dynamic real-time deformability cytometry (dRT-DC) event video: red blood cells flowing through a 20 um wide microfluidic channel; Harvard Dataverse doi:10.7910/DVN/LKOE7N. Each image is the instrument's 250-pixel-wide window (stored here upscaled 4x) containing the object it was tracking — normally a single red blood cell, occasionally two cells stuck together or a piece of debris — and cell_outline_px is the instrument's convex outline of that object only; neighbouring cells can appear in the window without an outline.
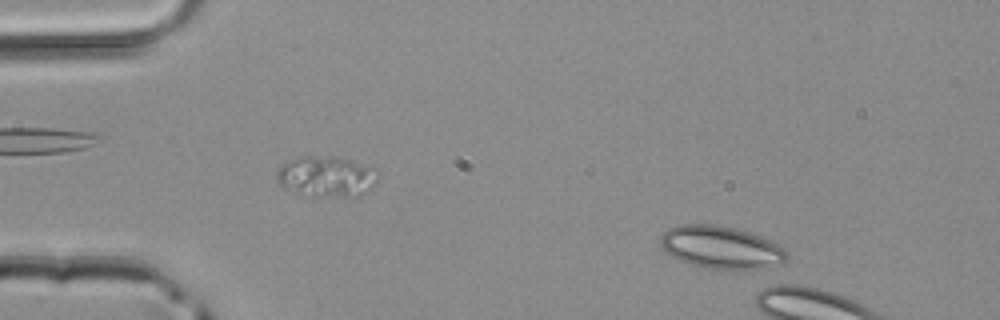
{"species": "common noctule bat (a hibernating species)", "species_latin": "Nyctalus noctula", "temperature_condition": "room temperature", "stored_images_in_passage": 11, "camera_frame_rate_fps": 3000, "um_per_image_px": 0.085, "animal": {"sex": "male", "body_mass_g": 20.4}, "frame": {"image": 1, "passage_image": 7, "time_ms": 2.0, "image_size_px": [1000, 320], "cell_outline_px": [[788, 260], [764, 268], [700, 268], [680, 260], [672, 256], [660, 244], [660, 236], [668, 228], [676, 224], [716, 224], [748, 232], [760, 236], [784, 248], [788, 256]], "centroid_in_image_um": [61.25, 21.01], "position_along_channel_um": 23.8, "area_um2": 30.98}}